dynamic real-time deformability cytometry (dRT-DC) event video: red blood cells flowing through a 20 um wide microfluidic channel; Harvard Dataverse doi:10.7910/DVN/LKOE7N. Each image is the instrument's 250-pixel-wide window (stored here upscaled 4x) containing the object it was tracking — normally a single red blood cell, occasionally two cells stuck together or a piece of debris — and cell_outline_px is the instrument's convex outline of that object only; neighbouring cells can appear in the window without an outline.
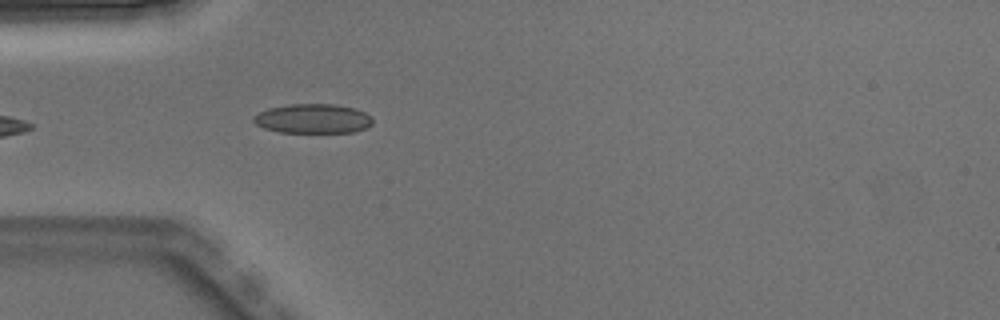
{"species": "Egyptian fruit bat (a non-hibernating species)", "species_latin": "Rousettus aegyptiacus", "temperature_condition": "warm", "stored_images_in_passage": 4, "camera_frame_rate_fps": 3000, "um_per_image_px": 0.085, "animal": {"sex": "male"}, "frame": {"image": 1, "passage_image": 4, "time_ms": 1.0, "image_size_px": [1000, 320], "cell_outline_px": [[372, 124], [368, 128], [352, 132], [276, 132], [264, 128], [256, 124], [252, 120], [252, 116], [268, 108], [288, 104], [336, 104], [356, 108], [372, 116]], "centroid_in_image_um": [26.61, 10.08], "position_along_channel_um": 58.4, "area_um2": 20.63}}